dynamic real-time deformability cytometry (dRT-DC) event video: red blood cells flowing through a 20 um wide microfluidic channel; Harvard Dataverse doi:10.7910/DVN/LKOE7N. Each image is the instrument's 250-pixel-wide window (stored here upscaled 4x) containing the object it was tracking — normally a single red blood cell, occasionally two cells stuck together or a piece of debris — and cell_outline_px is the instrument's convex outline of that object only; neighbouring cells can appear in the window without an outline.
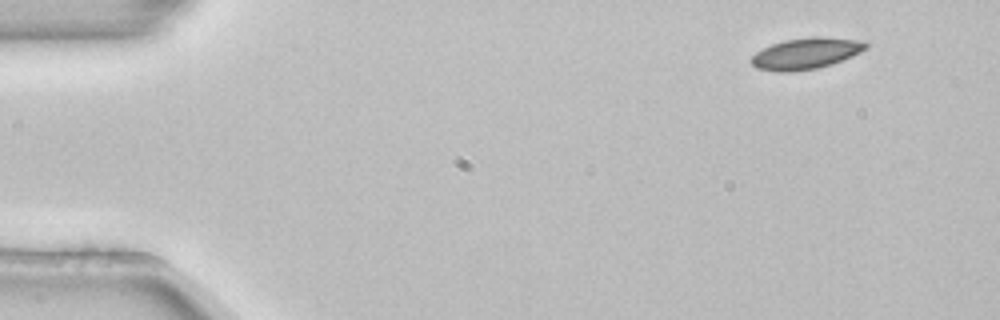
{"species": "common noctule bat (a hibernating species)", "species_latin": "Nyctalus noctula", "temperature_condition": "room temperature", "stored_images_in_passage": 3, "camera_frame_rate_fps": 3000, "um_per_image_px": 0.085, "animal": {"sex": "female", "body_mass_g": 22.7, "forearm_length_mm": 54.2}, "frame": {"image": 1, "passage_image": 1, "time_ms": 0.0, "image_size_px": [1000, 320], "cell_outline_px": [[868, 48], [852, 56], [832, 64], [816, 68], [792, 72], [776, 72], [756, 68], [748, 60], [756, 52], [772, 44], [784, 40], [816, 36], [856, 40], [868, 44]], "centroid_in_image_um": [68.46, 4.56], "position_along_channel_um": 16.5, "area_um2": 20.75}}
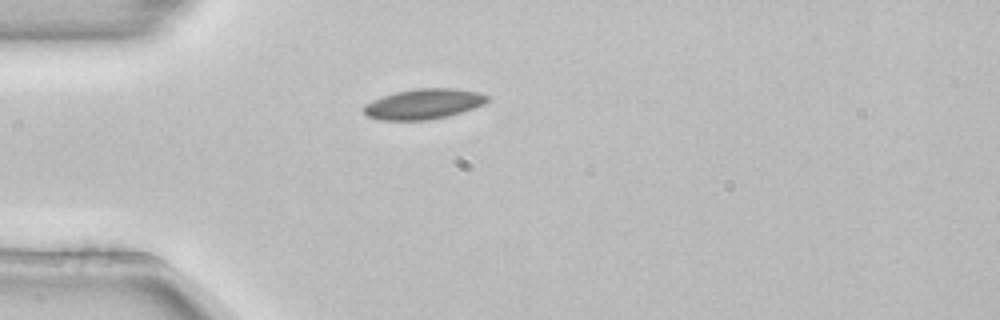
{"frame": {"image": 2, "passage_image": 3, "time_ms": 0.667, "image_size_px": [1000, 320], "cell_outline_px": [[488, 100], [484, 104], [448, 116], [428, 120], [380, 120], [368, 116], [360, 108], [364, 104], [372, 100], [396, 92], [416, 88], [456, 88], [480, 92], [488, 96]], "centroid_in_image_um": [35.98, 8.83], "position_along_channel_um": 49.0, "area_um2": 21.85}}